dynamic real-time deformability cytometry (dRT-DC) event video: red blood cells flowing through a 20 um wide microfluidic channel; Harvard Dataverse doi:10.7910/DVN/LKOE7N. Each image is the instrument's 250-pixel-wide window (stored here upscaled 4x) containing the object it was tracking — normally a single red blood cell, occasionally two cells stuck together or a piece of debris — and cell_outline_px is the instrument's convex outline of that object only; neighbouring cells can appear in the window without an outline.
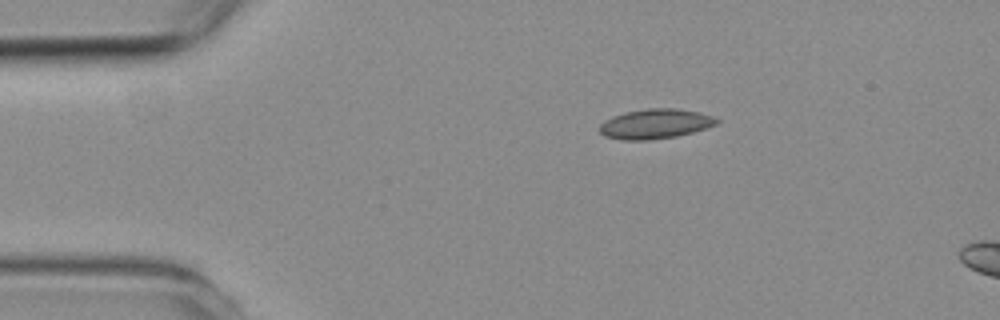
{"species": "common noctule bat (a hibernating species)", "species_latin": "Nyctalus noctula", "temperature_condition": "room temperature", "stored_images_in_passage": 3, "camera_frame_rate_fps": 3000, "um_per_image_px": 0.085, "animal": {"sex": "female", "body_mass_g": 19.3, "forearm_length_mm": 54.1}, "frame": {"image": 1, "passage_image": 1, "time_ms": 0.0, "image_size_px": [1000, 320], "cell_outline_px": [[720, 120], [716, 124], [692, 132], [676, 136], [648, 140], [624, 140], [604, 136], [600, 132], [600, 124], [604, 120], [612, 116], [624, 112], [648, 108], [676, 108], [700, 112], [712, 116]], "centroid_in_image_um": [55.67, 10.52], "position_along_channel_um": 29.3, "area_um2": 20.29}}
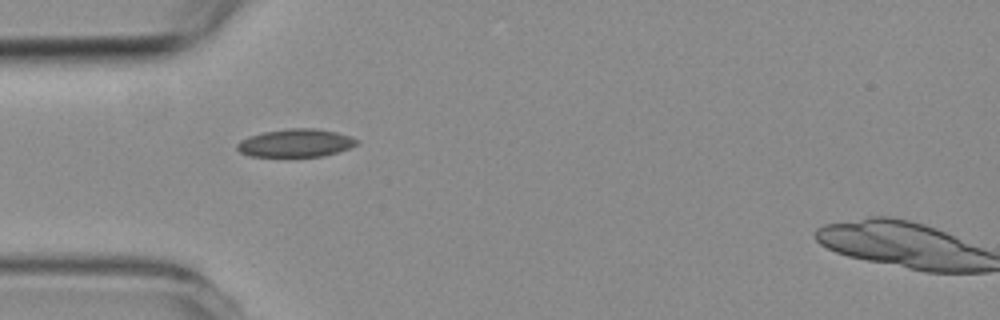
{"frame": {"image": 2, "passage_image": 2, "time_ms": 2.0, "image_size_px": [1000, 320], "cell_outline_px": [[360, 140], [356, 144], [348, 148], [324, 156], [248, 156], [240, 152], [236, 148], [236, 144], [240, 140], [264, 132], [288, 128], [312, 128], [336, 132]], "centroid_in_image_um": [25.11, 12.15], "position_along_channel_um": 59.9, "area_um2": 19.25}}
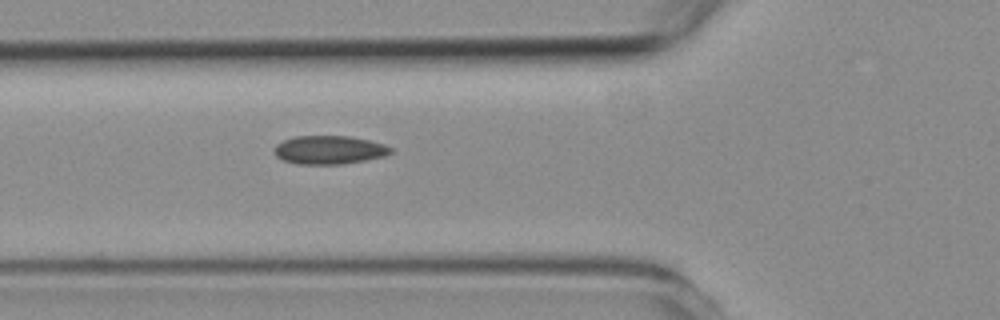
{"frame": {"image": 3, "passage_image": 3, "time_ms": 3.0, "image_size_px": [1000, 320], "cell_outline_px": [[392, 152], [384, 156], [344, 164], [296, 164], [280, 160], [276, 156], [272, 148], [276, 144], [284, 140], [296, 136], [348, 136], [368, 140], [384, 144], [392, 148]], "centroid_in_image_um": [27.93, 12.75], "position_along_channel_um": 97.9, "area_um2": 19.42}}